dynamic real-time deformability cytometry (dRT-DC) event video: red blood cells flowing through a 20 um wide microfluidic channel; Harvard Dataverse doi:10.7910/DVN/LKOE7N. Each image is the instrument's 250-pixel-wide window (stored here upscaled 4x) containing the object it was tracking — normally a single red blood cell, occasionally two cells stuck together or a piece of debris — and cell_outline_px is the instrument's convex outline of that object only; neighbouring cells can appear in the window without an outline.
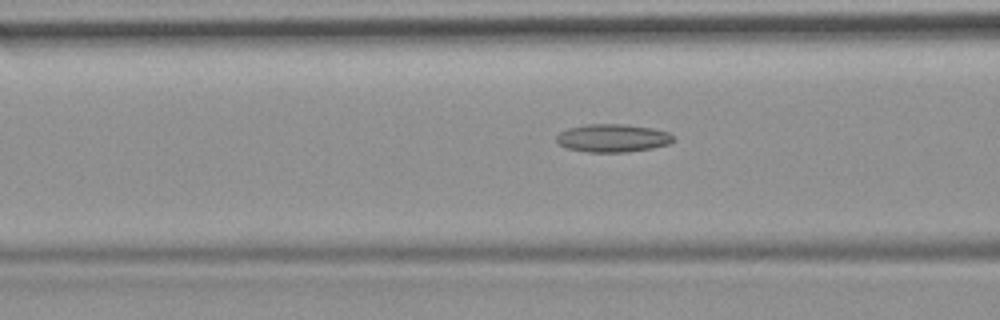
{"species": "common noctule bat (a hibernating species)", "species_latin": "Nyctalus noctula", "temperature_condition": "room temperature", "stored_images_in_passage": 53, "camera_frame_rate_fps": 3000, "um_per_image_px": 0.085, "animal": {"sex": "female", "body_mass_g": 19.9}, "frame": {"image": 1, "passage_image": 21, "time_ms": 6.667, "image_size_px": [1000, 320], "cell_outline_px": [[672, 140], [668, 144], [652, 148], [628, 152], [588, 152], [568, 148], [560, 144], [556, 140], [556, 136], [560, 132], [568, 128], [588, 124], [624, 124], [652, 128], [668, 132], [672, 136]], "centroid_in_image_um": [52.06, 11.73], "position_along_channel_um": 114.5, "area_um2": 18.9}}
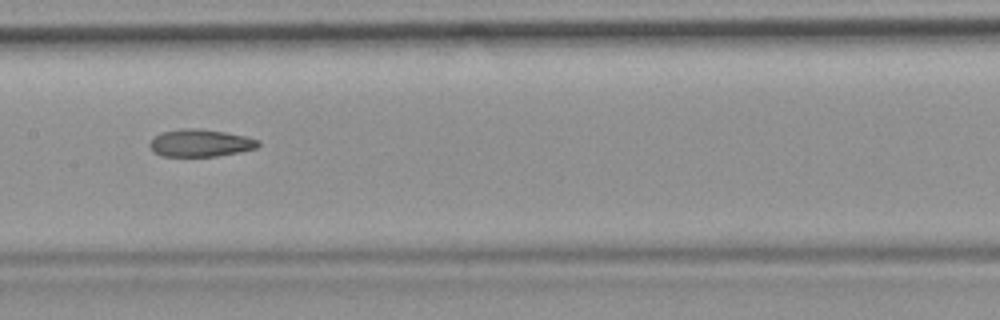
{"frame": {"image": 2, "passage_image": 27, "time_ms": 8.667, "image_size_px": [1000, 320], "cell_outline_px": [[260, 144], [256, 148], [240, 152], [216, 156], [160, 156], [152, 152], [148, 144], [160, 132], [180, 128], [196, 128], [224, 132], [248, 136], [260, 140]], "centroid_in_image_um": [17.02, 12.15], "position_along_channel_um": 190.4, "area_um2": 17.51}}
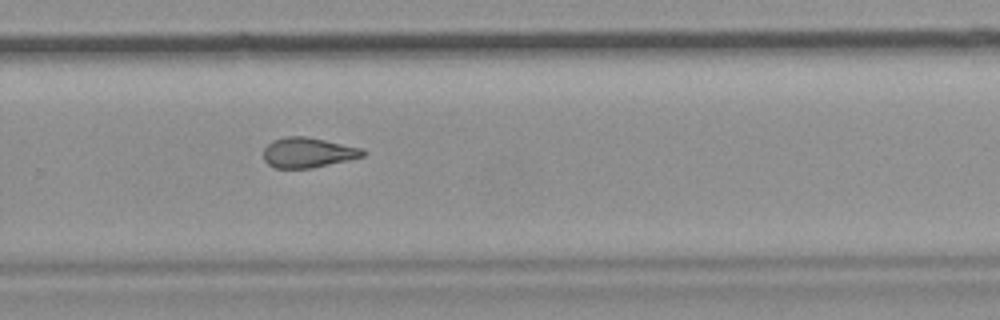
{"frame": {"image": 3, "passage_image": 36, "time_ms": 11.667, "image_size_px": [1000, 320], "cell_outline_px": [[364, 156], [348, 160], [312, 168], [276, 168], [268, 164], [264, 160], [264, 148], [272, 140], [284, 136], [308, 136], [364, 148]], "centroid_in_image_um": [26.17, 12.95], "position_along_channel_um": 303.6, "area_um2": 17.57}, "authors_computed_cell_mechanics": {"area_um2": 18.5538, "velocity_mm_per_s": 3.7916, "shape_relaxation_time_tau1_ms": null, "shape_relaxation_time_tau2_ms": 3.0602, "deformation_change_tau1": null, "deformation_change_tau2": 0.115}}